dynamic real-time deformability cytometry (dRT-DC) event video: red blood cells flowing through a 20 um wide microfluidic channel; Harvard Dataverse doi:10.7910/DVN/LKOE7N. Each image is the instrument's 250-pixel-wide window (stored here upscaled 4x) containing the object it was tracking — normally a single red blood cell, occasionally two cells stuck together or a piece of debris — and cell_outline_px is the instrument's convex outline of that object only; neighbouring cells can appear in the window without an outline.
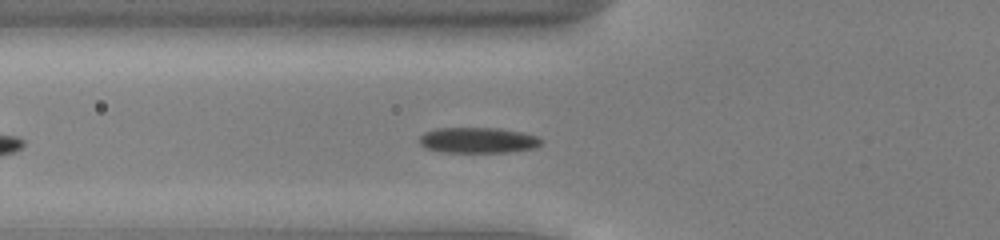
{"species": "common noctule bat (a hibernating species)", "species_latin": "Nyctalus noctula", "temperature_condition": "cold", "stored_images_in_passage": 34, "camera_frame_rate_fps": 3000, "um_per_image_px": 0.085, "animal": {"sex": "male", "body_mass_g": 13.0, "forearm_length_mm": 53.1}, "frame": {"image": 1, "passage_image": 10, "time_ms": 3.0, "image_size_px": [1000, 240], "cell_outline_px": [[544, 140], [536, 148], [512, 152], [440, 152], [424, 148], [420, 144], [420, 136], [424, 132], [436, 128], [500, 128], [520, 132], [536, 136]], "centroid_in_image_um": [40.62, 11.92], "position_along_channel_um": 85.2, "area_um2": 18.38}}
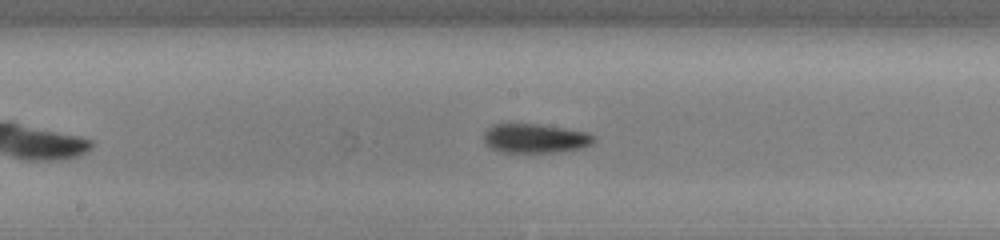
{"frame": {"image": 2, "passage_image": 19, "time_ms": 6.0, "image_size_px": [1000, 240], "cell_outline_px": [[596, 140], [592, 144], [584, 148], [556, 152], [500, 152], [488, 148], [484, 140], [484, 132], [492, 124], [540, 124], [588, 132], [596, 136]], "centroid_in_image_um": [45.51, 11.76], "position_along_channel_um": 202.7, "area_um2": 19.02}}
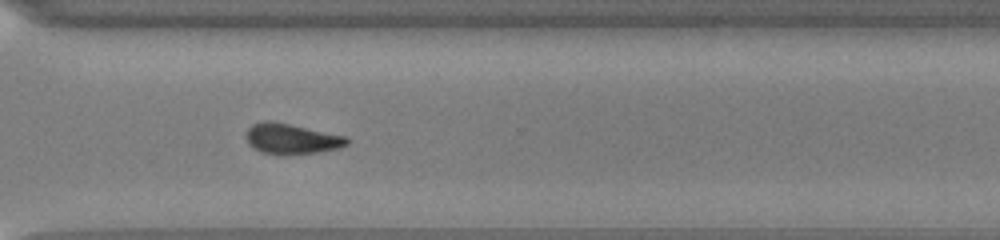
{"frame": {"image": 3, "passage_image": 30, "time_ms": 9.667, "image_size_px": [1000, 240], "cell_outline_px": [[348, 144], [340, 148], [320, 152], [280, 156], [264, 152], [248, 144], [244, 136], [248, 128], [252, 124], [264, 120], [268, 120], [348, 136]], "centroid_in_image_um": [24.78, 11.81], "position_along_channel_um": 345.8, "area_um2": 18.09}, "authors_computed_cell_mechanics": {"area_um2": 18.1203, "velocity_mm_per_s": 3.9071, "shape_relaxation_time_tau1_ms": 2.6426, "shape_relaxation_time_tau2_ms": 5.5171, "deformation_change_tau1": 0.0966, "deformation_change_tau2": 0.1071}}